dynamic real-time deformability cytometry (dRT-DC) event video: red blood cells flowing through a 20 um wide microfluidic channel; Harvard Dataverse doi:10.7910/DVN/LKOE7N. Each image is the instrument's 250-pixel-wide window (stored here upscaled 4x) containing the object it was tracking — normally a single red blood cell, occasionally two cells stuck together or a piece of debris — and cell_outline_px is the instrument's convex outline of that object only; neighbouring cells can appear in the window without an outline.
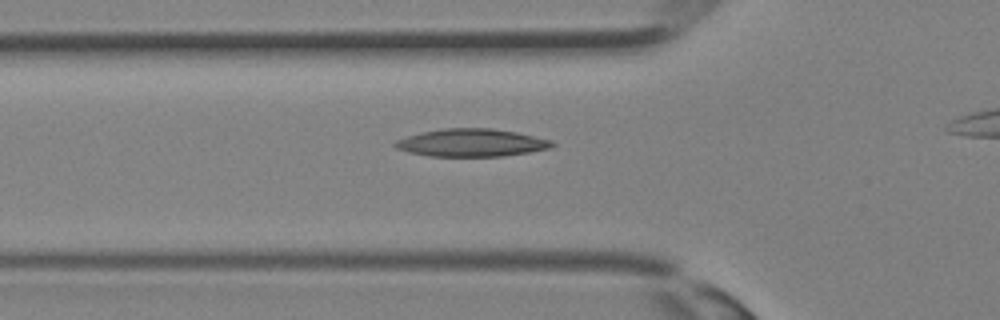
{"species": "Egyptian fruit bat (a non-hibernating species)", "species_latin": "Rousettus aegyptiacus", "temperature_condition": "room temperature", "stored_images_in_passage": 24, "camera_frame_rate_fps": 3000, "um_per_image_px": 0.085, "animal": {"sex": "female"}, "frame": {"image": 1, "passage_image": 8, "time_ms": 2.333, "image_size_px": [1000, 320], "cell_outline_px": [[556, 144], [548, 148], [528, 152], [504, 156], [428, 156], [408, 152], [396, 148], [392, 144], [396, 140], [420, 132], [444, 128], [492, 128], [516, 132], [552, 140]], "centroid_in_image_um": [40.05, 12.13], "position_along_channel_um": 85.8, "area_um2": 25.32}}
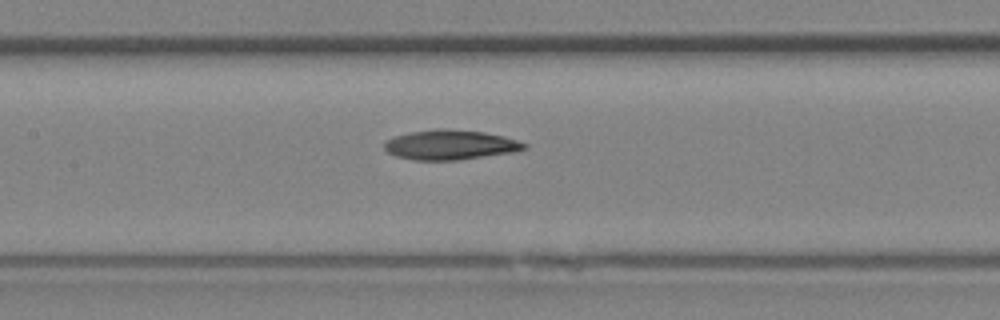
{"frame": {"image": 2, "passage_image": 12, "time_ms": 3.667, "image_size_px": [1000, 320], "cell_outline_px": [[528, 148], [512, 152], [456, 160], [416, 160], [396, 156], [388, 152], [384, 148], [384, 140], [408, 132], [436, 128], [444, 128], [484, 132], [504, 136], [528, 144]], "centroid_in_image_um": [38.25, 12.3], "position_along_channel_um": 169.1, "area_um2": 24.28}}
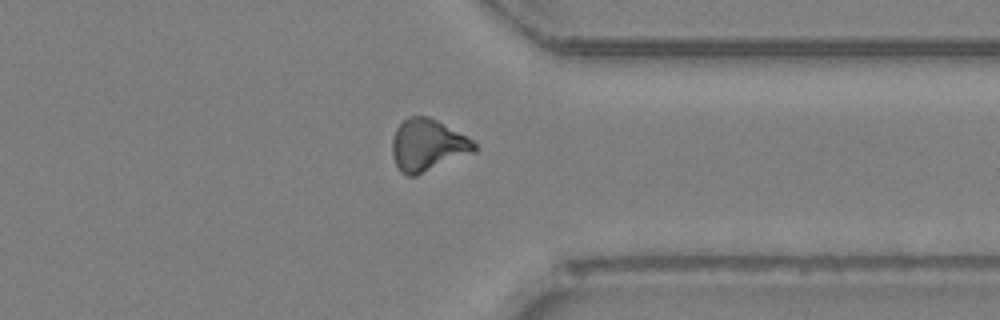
{"frame": {"image": 3, "passage_image": 22, "time_ms": 7.0, "image_size_px": [1000, 320], "cell_outline_px": [[476, 152], [416, 176], [408, 176], [400, 172], [392, 156], [392, 140], [396, 128], [408, 116], [428, 116], [436, 120], [472, 140], [476, 144]], "centroid_in_image_um": [36.33, 12.36], "position_along_channel_um": 375.1, "area_um2": 24.85}}